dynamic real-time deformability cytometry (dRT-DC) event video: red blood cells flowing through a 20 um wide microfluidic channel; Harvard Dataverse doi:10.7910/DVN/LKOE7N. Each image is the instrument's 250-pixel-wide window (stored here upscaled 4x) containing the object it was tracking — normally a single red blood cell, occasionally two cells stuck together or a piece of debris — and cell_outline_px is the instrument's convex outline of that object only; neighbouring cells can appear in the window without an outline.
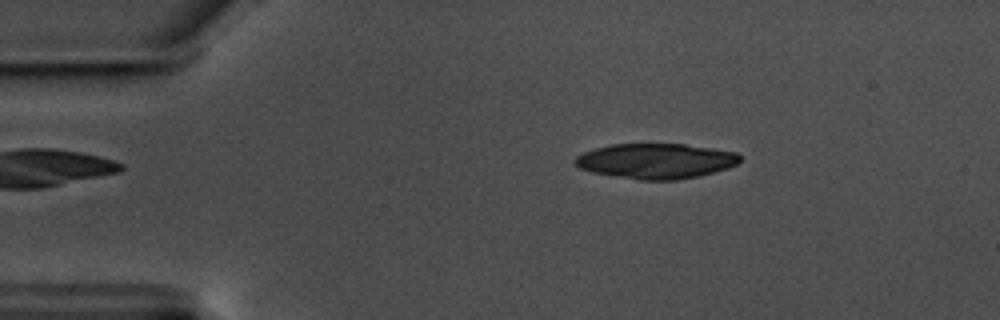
{"species": "common noctule bat (a hibernating species)", "species_latin": "Nyctalus noctula", "temperature_condition": "warm", "stored_images_in_passage": 9, "camera_frame_rate_fps": 3000, "um_per_image_px": 0.085, "animal": {"sex": "male", "body_mass_g": 17.5, "forearm_length_mm": 52.3}, "frame": {"image": 1, "passage_image": 1, "time_ms": 0.0, "image_size_px": [1000, 320], "cell_outline_px": [[740, 160], [736, 164], [728, 168], [700, 176], [676, 180], [640, 180], [592, 172], [580, 168], [576, 164], [576, 156], [584, 152], [596, 148], [612, 144], [684, 144], [712, 148], [736, 152], [740, 156]], "centroid_in_image_um": [55.78, 13.69], "position_along_channel_um": 29.2, "area_um2": 33.64}}